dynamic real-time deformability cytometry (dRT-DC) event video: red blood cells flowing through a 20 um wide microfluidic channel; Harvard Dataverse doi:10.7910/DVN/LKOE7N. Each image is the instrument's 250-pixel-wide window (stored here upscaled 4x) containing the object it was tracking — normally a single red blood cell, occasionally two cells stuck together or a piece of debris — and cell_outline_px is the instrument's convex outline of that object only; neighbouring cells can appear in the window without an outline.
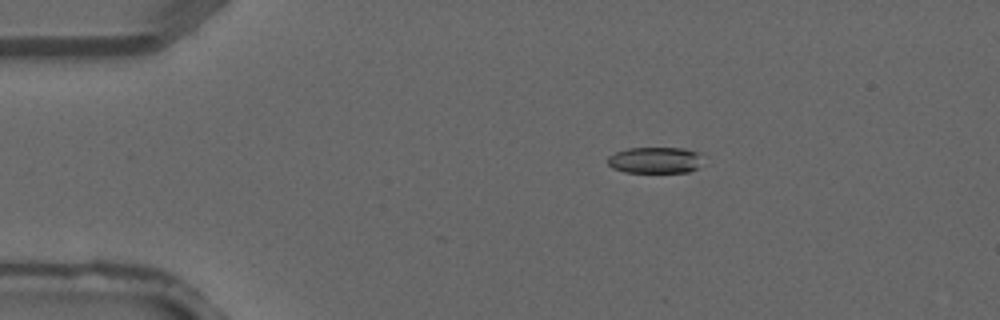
{"species": "common noctule bat (a hibernating species)", "species_latin": "Nyctalus noctula", "temperature_condition": "warm", "stored_images_in_passage": 4, "camera_frame_rate_fps": 3000, "um_per_image_px": 0.085, "animal": {"sex": "male", "forearm_length_mm": 52.5}, "frame": {"image": 1, "passage_image": 3, "time_ms": 0.667, "image_size_px": [1000, 320], "cell_outline_px": [[696, 168], [688, 172], [624, 172], [612, 168], [608, 164], [608, 156], [616, 152], [628, 148], [684, 148], [696, 152]], "centroid_in_image_um": [55.55, 13.61], "position_along_channel_um": 29.5, "area_um2": 14.1}}